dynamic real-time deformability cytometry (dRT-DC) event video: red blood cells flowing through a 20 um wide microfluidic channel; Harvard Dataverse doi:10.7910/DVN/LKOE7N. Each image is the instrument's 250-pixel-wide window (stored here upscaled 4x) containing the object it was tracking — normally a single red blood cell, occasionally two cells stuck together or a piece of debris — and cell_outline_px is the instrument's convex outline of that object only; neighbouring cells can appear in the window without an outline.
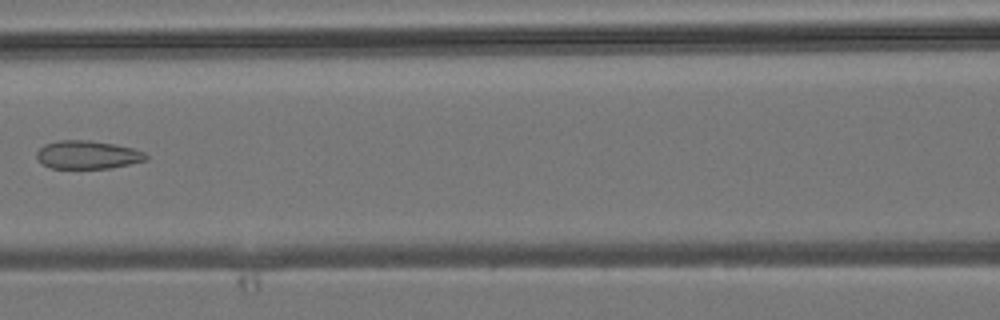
{"species": "common noctule bat (a hibernating species)", "species_latin": "Nyctalus noctula", "temperature_condition": "room temperature", "stored_images_in_passage": 5, "camera_frame_rate_fps": 3000, "um_per_image_px": 0.085, "animal": {"sex": "male", "body_mass_g": 19.2, "forearm_length_mm": 51.8}, "frame": {"image": 1, "passage_image": 5, "time_ms": 4.667, "image_size_px": [1000, 320], "cell_outline_px": [[148, 156], [144, 160], [112, 168], [52, 168], [44, 164], [36, 156], [36, 152], [44, 144], [60, 140], [88, 140], [112, 144], [132, 148], [144, 152]], "centroid_in_image_um": [7.42, 13.15], "position_along_channel_um": 159.2, "area_um2": 17.69}}